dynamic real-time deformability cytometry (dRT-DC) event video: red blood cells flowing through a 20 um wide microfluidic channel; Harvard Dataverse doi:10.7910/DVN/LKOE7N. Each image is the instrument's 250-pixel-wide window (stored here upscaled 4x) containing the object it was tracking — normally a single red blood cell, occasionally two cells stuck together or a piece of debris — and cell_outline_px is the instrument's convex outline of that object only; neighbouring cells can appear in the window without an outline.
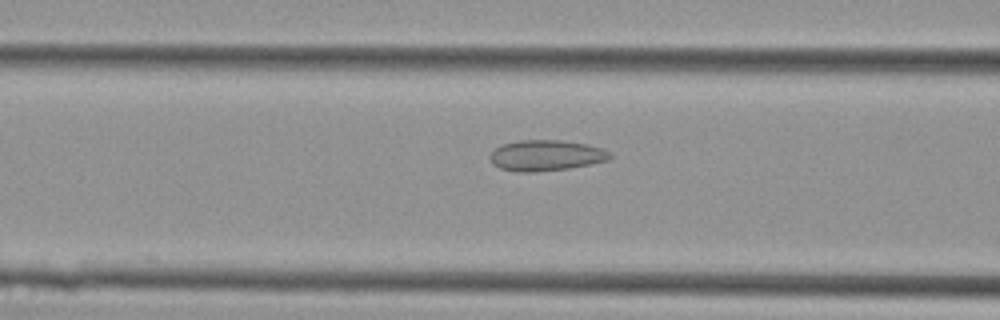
{"species": "Egyptian fruit bat (a non-hibernating species)", "species_latin": "Rousettus aegyptiacus", "temperature_condition": "cold", "stored_images_in_passage": 30, "camera_frame_rate_fps": 3000, "um_per_image_px": 0.085, "animal": {"sex": "female"}, "frame": {"image": 1, "passage_image": 8, "time_ms": 2.333, "image_size_px": [1000, 320], "cell_outline_px": [[612, 156], [608, 160], [568, 168], [536, 172], [516, 172], [500, 168], [492, 164], [488, 156], [500, 144], [520, 140], [560, 140], [588, 144], [604, 148], [612, 152]], "centroid_in_image_um": [46.4, 13.2], "position_along_channel_um": 120.2, "area_um2": 21.73}}
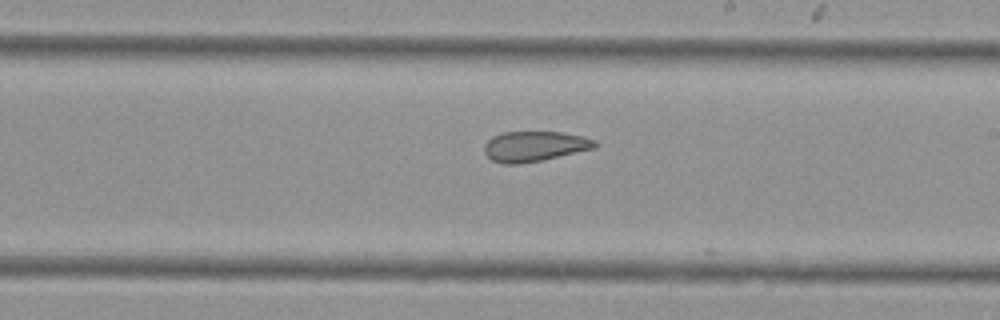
{"frame": {"image": 2, "passage_image": 16, "time_ms": 5.0, "image_size_px": [1000, 320], "cell_outline_px": [[600, 144], [596, 148], [540, 160], [520, 164], [504, 164], [492, 160], [484, 152], [484, 144], [492, 136], [504, 132], [564, 132], [584, 136], [596, 140]], "centroid_in_image_um": [45.46, 12.42], "position_along_channel_um": 243.5, "area_um2": 19.59}}
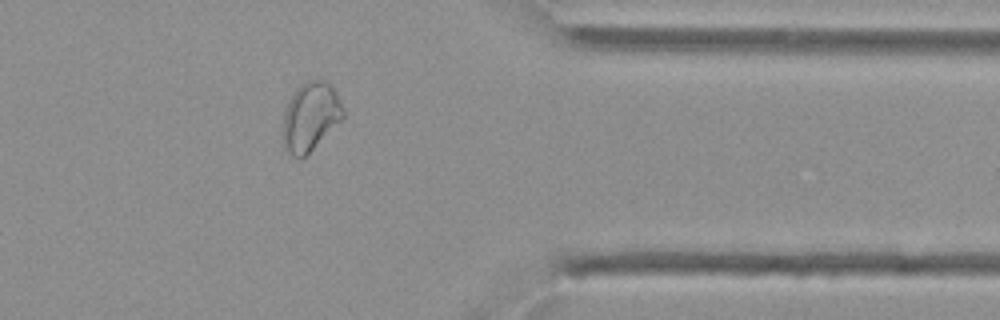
{"frame": {"image": 3, "passage_image": 26, "time_ms": 8.333, "image_size_px": [1000, 320], "cell_outline_px": [[344, 116], [304, 156], [292, 156], [284, 152], [284, 112], [296, 88], [304, 80], [324, 80], [336, 92], [344, 108]], "centroid_in_image_um": [26.38, 9.87], "position_along_channel_um": 385.0, "area_um2": 23.41}}